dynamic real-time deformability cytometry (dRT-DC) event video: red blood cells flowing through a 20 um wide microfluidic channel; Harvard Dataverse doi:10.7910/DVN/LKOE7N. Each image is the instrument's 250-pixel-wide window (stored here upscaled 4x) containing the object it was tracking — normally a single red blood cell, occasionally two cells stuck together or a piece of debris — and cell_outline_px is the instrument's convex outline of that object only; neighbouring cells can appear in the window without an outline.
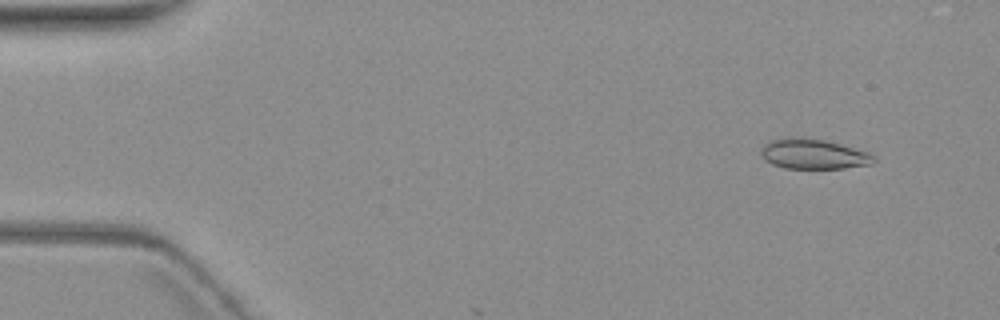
{"species": "common noctule bat (a hibernating species)", "species_latin": "Nyctalus noctula", "temperature_condition": "warm", "stored_images_in_passage": 3, "camera_frame_rate_fps": 3000, "um_per_image_px": 0.085, "animal": {"sex": "female", "body_mass_g": 19.3, "forearm_length_mm": 54.1}, "frame": {"image": 1, "passage_image": 1, "time_ms": 0.0, "image_size_px": [1000, 320], "cell_outline_px": [[876, 160], [872, 164], [844, 168], [784, 168], [772, 164], [764, 160], [760, 156], [760, 148], [764, 144], [772, 140], [796, 136], [824, 140], [868, 152], [876, 156]], "centroid_in_image_um": [69.11, 13.09], "position_along_channel_um": 15.9, "area_um2": 19.83}}